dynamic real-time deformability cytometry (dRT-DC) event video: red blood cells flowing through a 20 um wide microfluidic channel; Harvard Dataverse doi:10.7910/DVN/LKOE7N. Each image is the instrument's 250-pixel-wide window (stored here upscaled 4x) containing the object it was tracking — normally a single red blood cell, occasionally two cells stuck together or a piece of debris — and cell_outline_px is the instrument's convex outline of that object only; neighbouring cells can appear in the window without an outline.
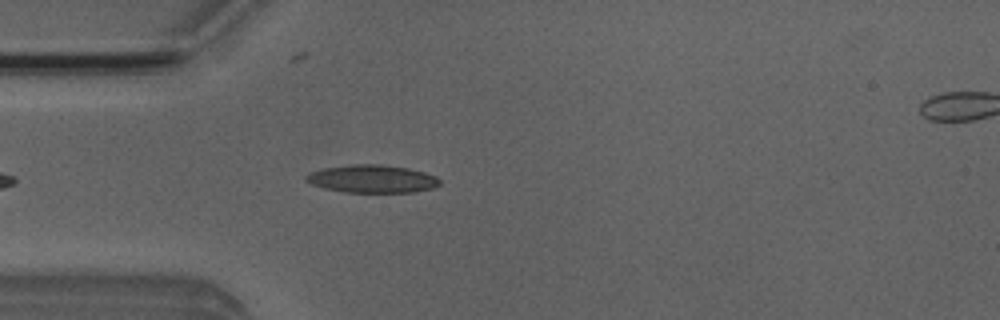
{"species": "Egyptian fruit bat (a non-hibernating species)", "species_latin": "Rousettus aegyptiacus", "temperature_condition": "room temperature", "stored_images_in_passage": 41, "camera_frame_rate_fps": 3000, "um_per_image_px": 0.085, "animal": {"sex": "male"}, "frame": {"image": 1, "passage_image": 6, "time_ms": 1.667, "image_size_px": [1000, 320], "cell_outline_px": [[440, 184], [432, 188], [416, 192], [344, 192], [324, 188], [312, 184], [304, 180], [304, 176], [308, 172], [324, 168], [352, 164], [376, 164], [408, 168], [424, 172], [436, 176], [440, 180]], "centroid_in_image_um": [31.61, 15.2], "position_along_channel_um": 53.4, "area_um2": 21.73}}
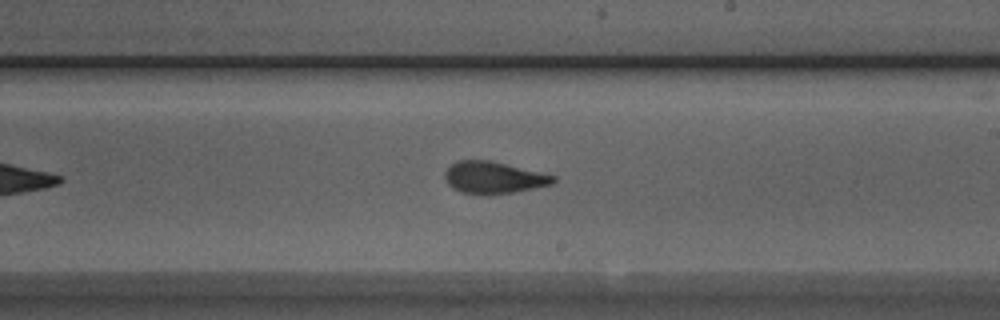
{"frame": {"image": 2, "passage_image": 21, "time_ms": 6.667, "image_size_px": [1000, 320], "cell_outline_px": [[556, 180], [552, 184], [512, 192], [488, 196], [460, 192], [452, 188], [448, 184], [444, 176], [444, 172], [456, 160], [492, 160], [556, 176]], "centroid_in_image_um": [41.92, 15.1], "position_along_channel_um": 247.1, "area_um2": 20.35}}
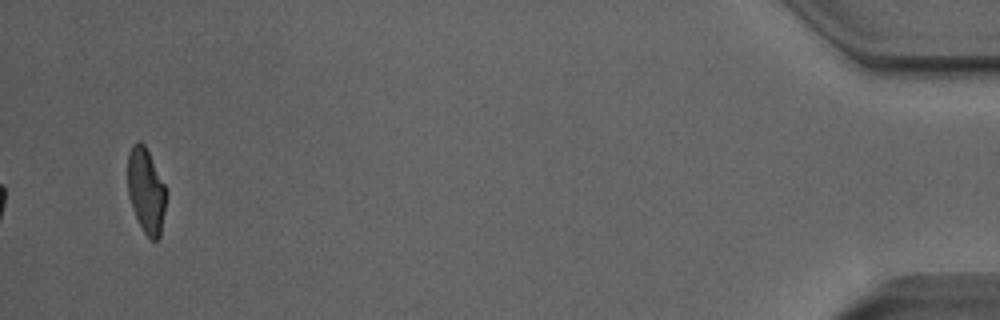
{"frame": {"image": 3, "passage_image": 41, "time_ms": 13.333, "image_size_px": [1000, 320], "cell_outline_px": [[168, 196], [160, 236], [156, 240], [152, 240], [144, 232], [136, 216], [128, 196], [128, 156], [132, 144], [136, 140], [140, 140], [144, 144], [168, 192]], "centroid_in_image_um": [12.43, 16.2], "position_along_channel_um": 422.8, "area_um2": 19.07}, "authors_computed_cell_mechanics": {"area_um2": 20.0566, "velocity_mm_per_s": 3.9897, "shape_relaxation_time_tau1_ms": 3.5742, "shape_relaxation_time_tau2_ms": 1.333, "deformation_change_tau1": 0.1827, "deformation_change_tau2": 0.0963}}